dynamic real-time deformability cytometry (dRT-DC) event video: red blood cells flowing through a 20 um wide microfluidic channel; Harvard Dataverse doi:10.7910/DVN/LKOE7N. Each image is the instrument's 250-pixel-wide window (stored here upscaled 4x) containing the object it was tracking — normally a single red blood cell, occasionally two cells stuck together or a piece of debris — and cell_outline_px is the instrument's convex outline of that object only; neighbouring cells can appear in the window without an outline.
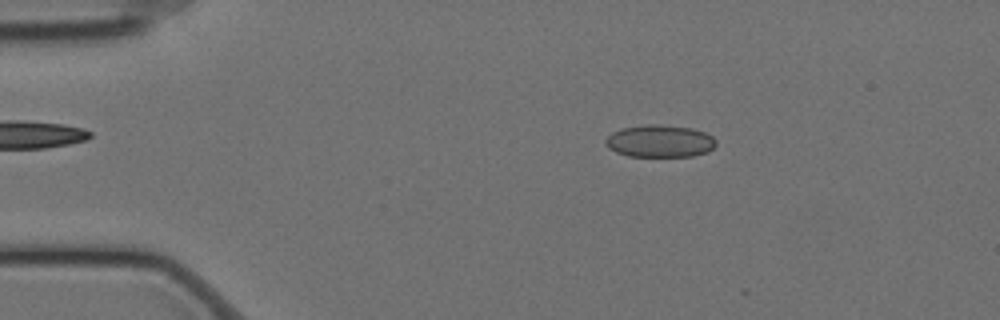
{"species": "Egyptian fruit bat (a non-hibernating species)", "species_latin": "Rousettus aegyptiacus", "temperature_condition": "cold", "stored_images_in_passage": 12, "camera_frame_rate_fps": 3000, "um_per_image_px": 0.085, "animal": {"sex": "female"}, "frame": {"image": 1, "passage_image": 10, "time_ms": 3.0, "image_size_px": [1000, 320], "cell_outline_px": [[716, 144], [708, 152], [692, 156], [628, 156], [616, 152], [608, 148], [604, 144], [604, 140], [612, 132], [620, 128], [648, 124], [656, 124], [692, 128], [704, 132], [712, 136], [716, 140]], "centroid_in_image_um": [56.06, 11.99], "position_along_channel_um": 28.9, "area_um2": 20.92}}